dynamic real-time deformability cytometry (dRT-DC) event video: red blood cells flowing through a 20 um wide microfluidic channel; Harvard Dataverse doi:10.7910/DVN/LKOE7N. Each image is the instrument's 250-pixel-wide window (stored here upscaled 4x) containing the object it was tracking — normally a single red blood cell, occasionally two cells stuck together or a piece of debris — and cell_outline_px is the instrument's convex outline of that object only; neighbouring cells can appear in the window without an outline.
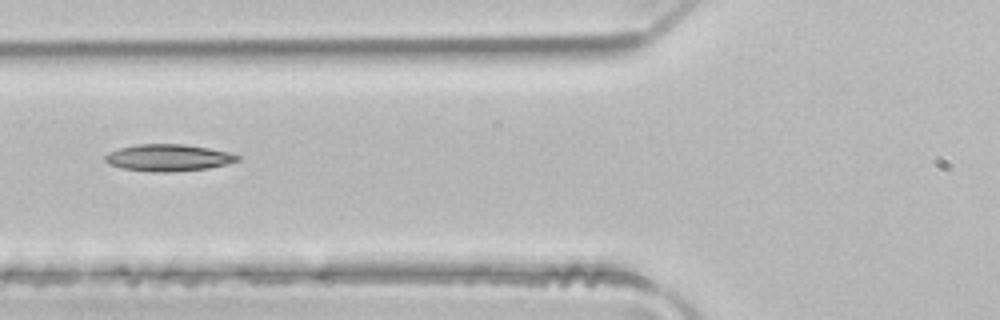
{"species": "common noctule bat (a hibernating species)", "species_latin": "Nyctalus noctula", "temperature_condition": "room temperature", "stored_images_in_passage": 2, "camera_frame_rate_fps": 3000, "um_per_image_px": 0.085, "animal": {"sex": "male", "body_mass_g": 21.5, "forearm_length_mm": 52.0}, "frame": {"image": 1, "passage_image": 2, "time_ms": 0.333, "image_size_px": [1000, 320], "cell_outline_px": [[240, 160], [208, 168], [172, 172], [152, 172], [124, 168], [108, 164], [104, 160], [104, 156], [108, 152], [120, 148], [136, 144], [184, 144], [208, 148], [228, 152], [240, 156]], "centroid_in_image_um": [14.28, 13.4], "position_along_channel_um": 111.5, "area_um2": 20.63}}